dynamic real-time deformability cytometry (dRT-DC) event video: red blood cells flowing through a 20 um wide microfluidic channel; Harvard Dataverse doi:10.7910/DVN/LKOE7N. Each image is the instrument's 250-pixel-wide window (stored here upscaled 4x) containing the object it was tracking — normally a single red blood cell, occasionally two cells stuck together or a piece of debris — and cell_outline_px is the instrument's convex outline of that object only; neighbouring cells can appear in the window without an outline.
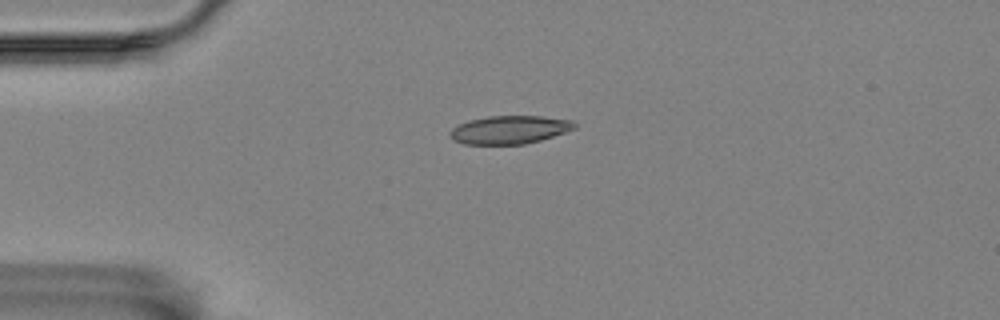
{"species": "Egyptian fruit bat (a non-hibernating species)", "species_latin": "Rousettus aegyptiacus", "temperature_condition": "room temperature", "stored_images_in_passage": 4, "camera_frame_rate_fps": 3000, "um_per_image_px": 0.085, "animal": {"sex": "female"}, "frame": {"image": 1, "passage_image": 3, "time_ms": 2.333, "image_size_px": [1000, 320], "cell_outline_px": [[576, 128], [540, 140], [524, 144], [464, 144], [448, 136], [448, 132], [452, 128], [468, 120], [488, 116], [540, 116], [572, 120], [576, 124]], "centroid_in_image_um": [43.29, 11.02], "position_along_channel_um": 41.7, "area_um2": 20.35}}